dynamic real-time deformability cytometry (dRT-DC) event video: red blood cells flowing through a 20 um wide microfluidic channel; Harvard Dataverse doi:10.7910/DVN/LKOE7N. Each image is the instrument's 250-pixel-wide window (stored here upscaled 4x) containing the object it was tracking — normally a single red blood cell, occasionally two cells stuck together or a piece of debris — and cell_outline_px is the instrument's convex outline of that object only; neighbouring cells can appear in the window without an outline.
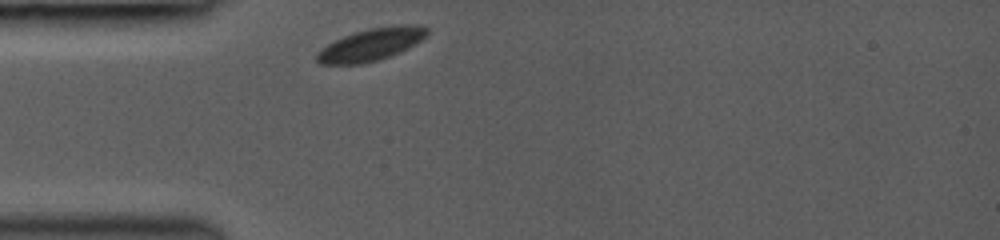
{"species": "common noctule bat (a hibernating species)", "species_latin": "Nyctalus noctula", "temperature_condition": "room temperature", "stored_images_in_passage": 19, "camera_frame_rate_fps": 3000, "um_per_image_px": 0.085, "animal": {"sex": "female", "body_mass_g": 19.0, "forearm_length_mm": 53.3}, "frame": {"image": 1, "passage_image": 1, "time_ms": 0.0, "image_size_px": [1000, 240], "cell_outline_px": [[428, 32], [420, 40], [408, 48], [388, 56], [376, 60], [360, 64], [320, 64], [316, 60], [316, 52], [320, 48], [344, 36], [368, 28], [408, 24], [412, 24], [428, 28]], "centroid_in_image_um": [31.5, 3.78], "position_along_channel_um": 53.5, "area_um2": 20.4}}
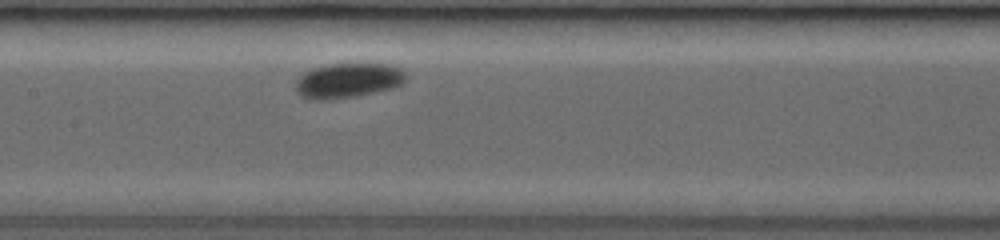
{"frame": {"image": 2, "passage_image": 7, "time_ms": 3.333, "image_size_px": [1000, 240], "cell_outline_px": [[408, 76], [404, 84], [392, 88], [356, 96], [328, 100], [312, 100], [300, 96], [296, 92], [296, 80], [304, 72], [312, 68], [328, 64], [388, 64], [400, 68]], "centroid_in_image_um": [29.57, 6.85], "position_along_channel_um": 177.8, "area_um2": 22.6}}
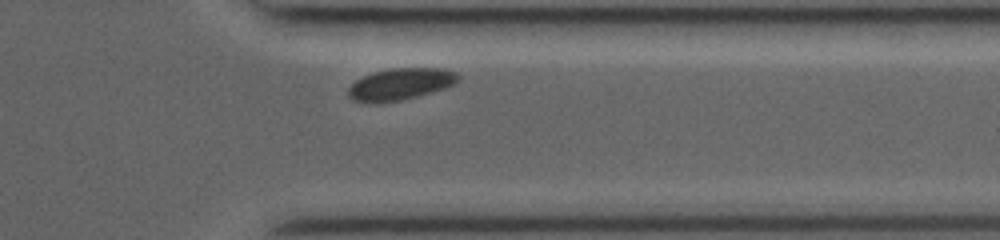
{"frame": {"image": 3, "passage_image": 17, "time_ms": 8.333, "image_size_px": [1000, 240], "cell_outline_px": [[460, 80], [456, 84], [444, 88], [416, 96], [400, 100], [376, 104], [372, 104], [352, 100], [348, 96], [348, 88], [356, 80], [372, 72], [392, 68], [444, 68], [456, 72], [460, 76]], "centroid_in_image_um": [34.03, 7.15], "position_along_channel_um": 377.4, "area_um2": 20.52}, "authors_computed_cell_mechanics": {"area_um2": 21.4438, "velocity_mm_per_s": 3.954, "shape_relaxation_time_tau1_ms": 1.4226, "shape_relaxation_time_tau2_ms": null, "deformation_change_tau1": 0.025, "deformation_change_tau2": null}}